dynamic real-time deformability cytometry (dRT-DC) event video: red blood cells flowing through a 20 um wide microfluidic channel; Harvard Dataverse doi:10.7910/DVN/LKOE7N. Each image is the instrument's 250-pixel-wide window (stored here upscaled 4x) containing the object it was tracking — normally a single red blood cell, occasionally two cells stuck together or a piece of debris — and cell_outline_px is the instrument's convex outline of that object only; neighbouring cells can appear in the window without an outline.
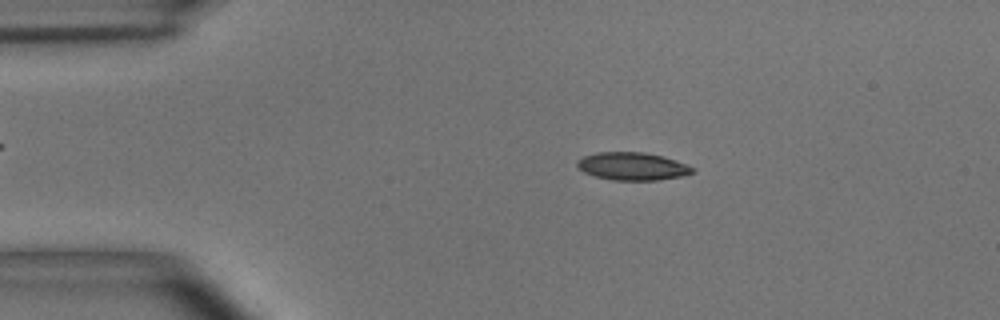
{"species": "common noctule bat (a hibernating species)", "species_latin": "Nyctalus noctula", "temperature_condition": "room temperature", "stored_images_in_passage": 54, "camera_frame_rate_fps": 3000, "um_per_image_px": 0.085, "animal": {"sex": "male", "body_mass_g": 15.6}, "frame": {"image": 1, "passage_image": 10, "time_ms": 3.0, "image_size_px": [1000, 320], "cell_outline_px": [[696, 168], [692, 172], [684, 176], [656, 180], [612, 180], [596, 176], [584, 172], [576, 164], [576, 160], [584, 156], [596, 152], [644, 152], [664, 156]], "centroid_in_image_um": [53.76, 14.13], "position_along_channel_um": 31.2, "area_um2": 18.67}}
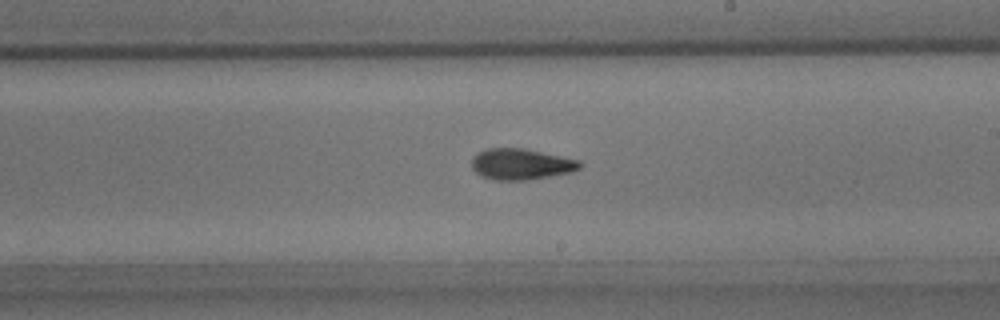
{"frame": {"image": 2, "passage_image": 31, "time_ms": 10.0, "image_size_px": [1000, 320], "cell_outline_px": [[584, 164], [580, 168], [572, 172], [524, 180], [496, 180], [480, 176], [472, 168], [472, 156], [488, 148], [524, 148], [580, 160]], "centroid_in_image_um": [44.3, 13.95], "position_along_channel_um": 244.7, "area_um2": 19.54}}
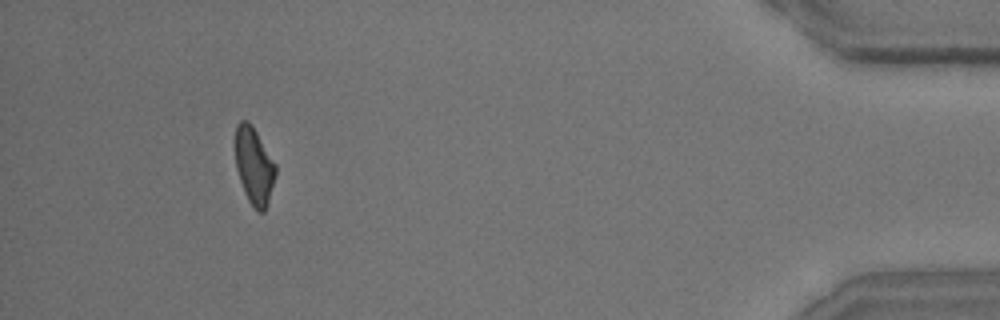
{"frame": {"image": 3, "passage_image": 50, "time_ms": 16.333, "image_size_px": [1000, 320], "cell_outline_px": [[276, 176], [268, 204], [264, 212], [260, 212], [248, 200], [244, 192], [236, 168], [232, 144], [236, 124], [240, 120], [248, 120], [252, 124], [276, 164]], "centroid_in_image_um": [21.56, 14.02], "position_along_channel_um": 413.6, "area_um2": 18.73}, "authors_computed_cell_mechanics": {"area_um2": 18.7561, "velocity_mm_per_s": 3.6828, "shape_relaxation_time_tau1_ms": 3.7736, "shape_relaxation_time_tau2_ms": 2.4326, "deformation_change_tau1": 0.1479, "deformation_change_tau2": 0.0991}}